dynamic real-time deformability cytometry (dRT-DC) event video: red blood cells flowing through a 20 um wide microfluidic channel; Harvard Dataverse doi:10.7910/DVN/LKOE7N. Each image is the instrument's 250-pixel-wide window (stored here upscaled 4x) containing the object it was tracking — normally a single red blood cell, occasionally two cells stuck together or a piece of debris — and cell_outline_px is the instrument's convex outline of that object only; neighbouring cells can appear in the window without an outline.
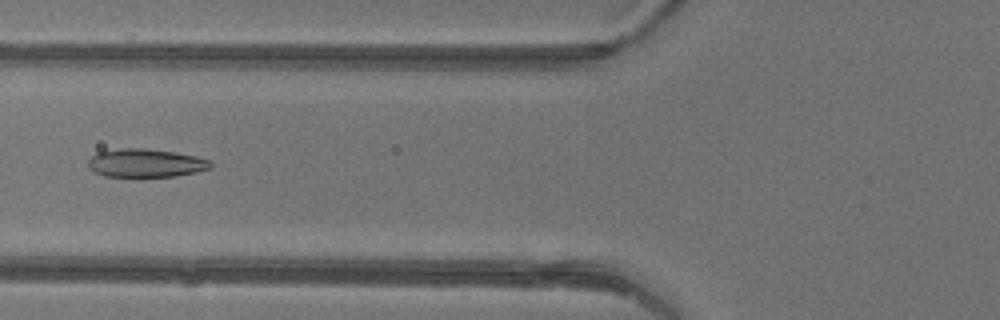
{"species": "common noctule bat (a hibernating species)", "species_latin": "Nyctalus noctula", "temperature_condition": "warm", "stored_images_in_passage": 47, "camera_frame_rate_fps": 3000, "um_per_image_px": 0.085, "animal": {"sex": "female"}, "frame": {"image": 1, "passage_image": 19, "time_ms": 6.0, "image_size_px": [1000, 320], "cell_outline_px": [[212, 168], [196, 172], [176, 176], [140, 180], [136, 180], [104, 176], [88, 168], [88, 160], [96, 152], [120, 148], [144, 148], [176, 152], [196, 156], [212, 160]], "centroid_in_image_um": [12.38, 13.91], "position_along_channel_um": 113.4, "area_um2": 21.44}}
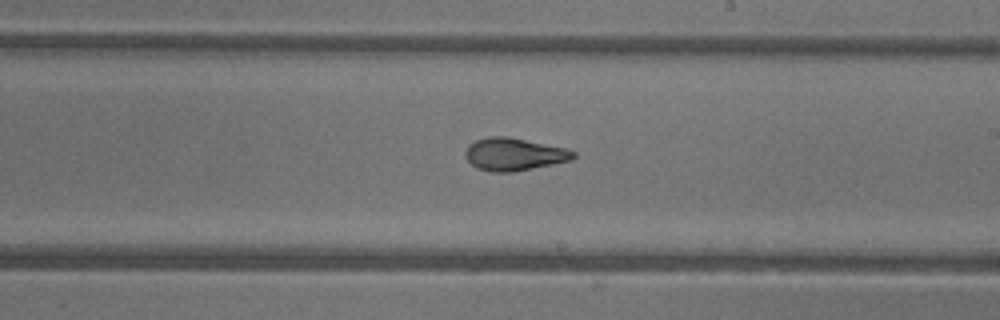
{"frame": {"image": 2, "passage_image": 28, "time_ms": 9.0, "image_size_px": [1000, 320], "cell_outline_px": [[576, 156], [572, 160], [512, 172], [492, 172], [476, 168], [468, 160], [464, 152], [468, 144], [476, 140], [488, 136], [508, 136], [564, 148], [576, 152]], "centroid_in_image_um": [43.67, 13.11], "position_along_channel_um": 245.3, "area_um2": 20.46}}
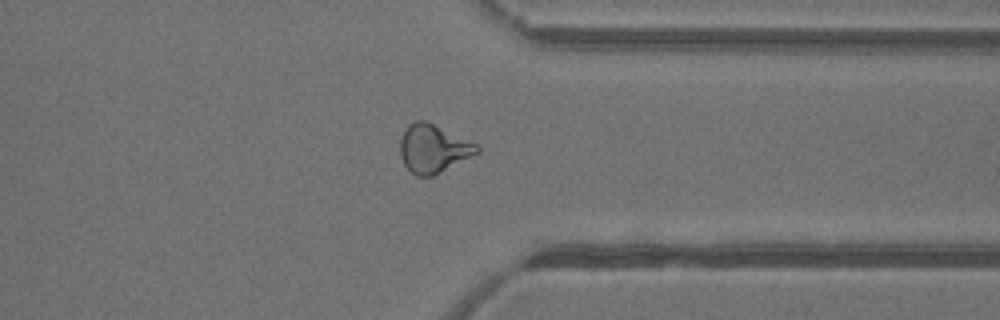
{"frame": {"image": 3, "passage_image": 37, "time_ms": 12.0, "image_size_px": [1000, 320], "cell_outline_px": [[480, 152], [432, 176], [416, 176], [404, 164], [400, 156], [400, 140], [408, 124], [416, 120], [424, 120], [480, 144]], "centroid_in_image_um": [36.85, 12.62], "position_along_channel_um": 374.6, "area_um2": 21.56}, "authors_computed_cell_mechanics": {"area_um2": 21.5016, "velocity_mm_per_s": 4.3954, "shape_relaxation_time_tau1_ms": null, "shape_relaxation_time_tau2_ms": 1.6877, "deformation_change_tau1": null, "deformation_change_tau2": 0.0838}}